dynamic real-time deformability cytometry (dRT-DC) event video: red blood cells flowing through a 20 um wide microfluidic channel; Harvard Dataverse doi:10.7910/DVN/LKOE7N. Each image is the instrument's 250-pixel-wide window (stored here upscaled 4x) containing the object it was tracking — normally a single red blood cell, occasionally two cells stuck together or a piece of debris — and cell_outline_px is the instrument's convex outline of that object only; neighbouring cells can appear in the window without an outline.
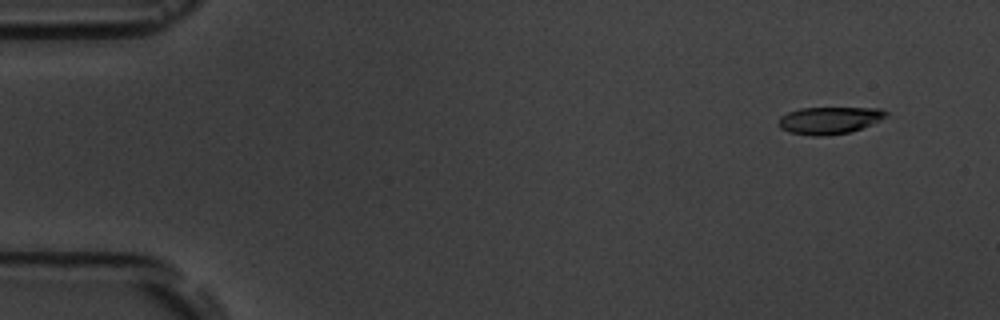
{"species": "common noctule bat (a hibernating species)", "species_latin": "Nyctalus noctula", "temperature_condition": "room temperature", "stored_images_in_passage": 5, "camera_frame_rate_fps": 3000, "um_per_image_px": 0.085, "animal": {"sex": "male", "body_mass_g": 19.5, "forearm_length_mm": 54.6}, "frame": {"image": 1, "passage_image": 1, "time_ms": 0.0, "image_size_px": [1000, 320], "cell_outline_px": [[888, 112], [880, 120], [860, 128], [848, 132], [824, 136], [812, 136], [788, 132], [780, 128], [776, 124], [780, 116], [788, 112], [800, 108], [880, 108]], "centroid_in_image_um": [70.41, 10.23], "position_along_channel_um": 14.6, "area_um2": 16.94}}
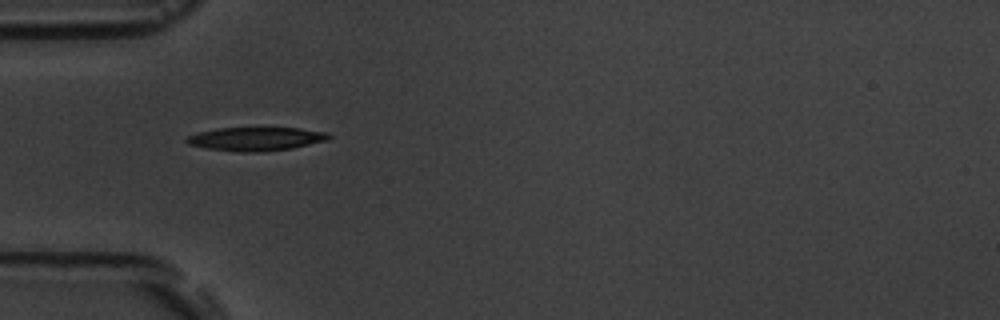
{"frame": {"image": 2, "passage_image": 4, "time_ms": 4.333, "image_size_px": [1000, 320], "cell_outline_px": [[332, 136], [328, 140], [292, 148], [256, 152], [240, 152], [208, 148], [188, 144], [184, 140], [188, 136], [196, 132], [216, 128], [300, 128], [328, 132]], "centroid_in_image_um": [21.75, 11.8], "position_along_channel_um": 63.2, "area_um2": 19.54}}
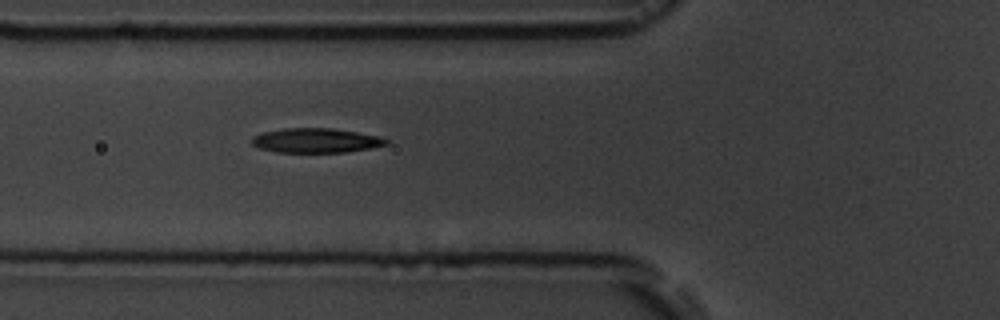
{"frame": {"image": 3, "passage_image": 5, "time_ms": 5.333, "image_size_px": [1000, 320], "cell_outline_px": [[388, 144], [368, 148], [344, 152], [276, 152], [260, 148], [252, 144], [252, 136], [264, 132], [284, 128], [332, 128], [356, 132], [376, 136], [388, 140]], "centroid_in_image_um": [26.8, 11.94], "position_along_channel_um": 99.0, "area_um2": 18.9}}